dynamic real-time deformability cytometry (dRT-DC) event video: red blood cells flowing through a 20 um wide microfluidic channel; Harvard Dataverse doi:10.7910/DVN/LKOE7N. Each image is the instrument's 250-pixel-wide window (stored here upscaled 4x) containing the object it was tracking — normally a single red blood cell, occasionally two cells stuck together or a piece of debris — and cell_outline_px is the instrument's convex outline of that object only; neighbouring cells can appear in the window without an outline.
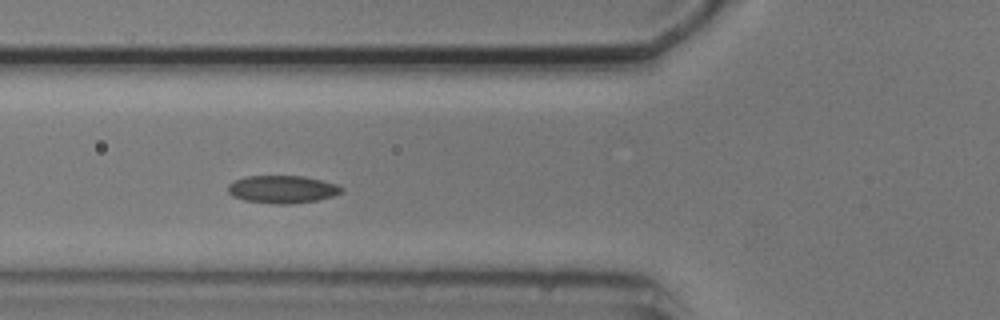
{"species": "common noctule bat (a hibernating species)", "species_latin": "Nyctalus noctula", "temperature_condition": "cold", "stored_images_in_passage": 5, "camera_frame_rate_fps": 3000, "um_per_image_px": 0.085, "animal": {"sex": "male", "body_mass_g": 20.5, "forearm_length_mm": 52.5}, "frame": {"image": 1, "passage_image": 4, "time_ms": 3.333, "image_size_px": [1000, 320], "cell_outline_px": [[344, 192], [332, 196], [316, 200], [292, 204], [276, 204], [244, 200], [232, 196], [228, 192], [228, 184], [244, 176], [304, 176], [336, 184], [344, 188]], "centroid_in_image_um": [24.0, 16.09], "position_along_channel_um": 101.8, "area_um2": 18.32}}
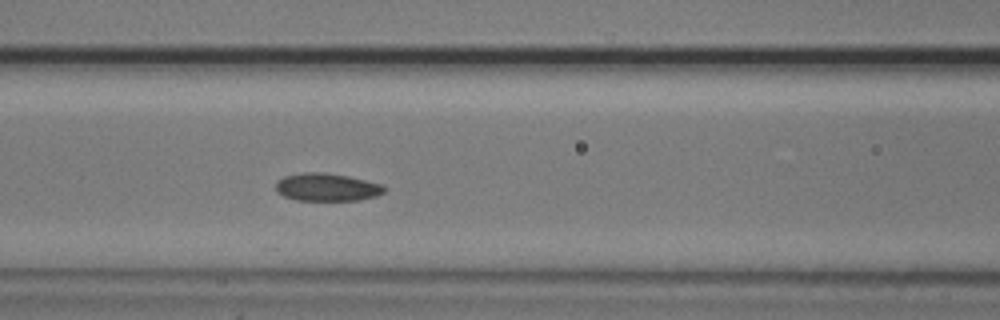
{"frame": {"image": 2, "passage_image": 5, "time_ms": 4.333, "image_size_px": [1000, 320], "cell_outline_px": [[388, 188], [384, 192], [376, 196], [360, 200], [296, 200], [284, 196], [276, 192], [276, 180], [284, 176], [300, 172], [324, 172], [348, 176], [384, 184]], "centroid_in_image_um": [27.8, 15.9], "position_along_channel_um": 138.8, "area_um2": 17.86}}